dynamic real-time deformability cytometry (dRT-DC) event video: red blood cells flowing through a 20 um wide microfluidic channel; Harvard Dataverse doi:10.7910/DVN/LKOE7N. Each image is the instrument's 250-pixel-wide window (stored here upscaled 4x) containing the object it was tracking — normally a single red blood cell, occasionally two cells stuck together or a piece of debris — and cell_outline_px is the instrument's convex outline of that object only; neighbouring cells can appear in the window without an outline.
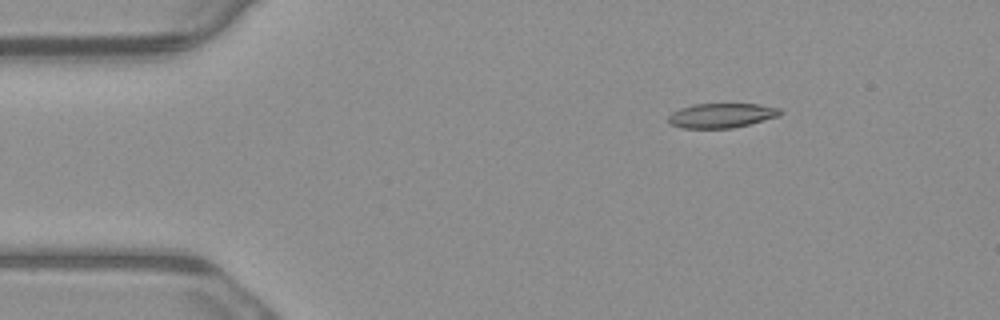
{"species": "common noctule bat (a hibernating species)", "species_latin": "Nyctalus noctula", "temperature_condition": "warm", "stored_images_in_passage": 5, "camera_frame_rate_fps": 3000, "um_per_image_px": 0.085, "animal": {"sex": "male", "body_mass_g": 23.1, "forearm_length_mm": 52.7}, "frame": {"image": 1, "passage_image": 3, "time_ms": 0.667, "image_size_px": [1000, 320], "cell_outline_px": [[784, 112], [780, 116], [732, 128], [680, 128], [672, 124], [668, 120], [668, 116], [672, 112], [680, 108], [692, 104], [760, 104], [780, 108]], "centroid_in_image_um": [61.35, 9.81], "position_along_channel_um": 23.7, "area_um2": 16.07}}